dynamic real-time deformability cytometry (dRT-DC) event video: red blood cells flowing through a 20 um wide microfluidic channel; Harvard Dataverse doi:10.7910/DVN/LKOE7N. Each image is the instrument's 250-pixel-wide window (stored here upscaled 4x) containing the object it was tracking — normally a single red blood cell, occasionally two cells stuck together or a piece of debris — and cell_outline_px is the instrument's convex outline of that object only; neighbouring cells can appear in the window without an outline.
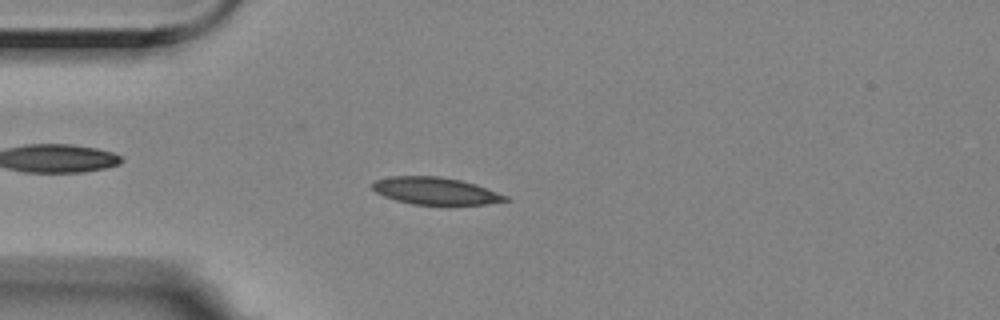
{"species": "Egyptian fruit bat (a non-hibernating species)", "species_latin": "Rousettus aegyptiacus", "temperature_condition": "room temperature", "stored_images_in_passage": 44, "camera_frame_rate_fps": 3000, "um_per_image_px": 0.085, "animal": {"sex": "female"}, "frame": {"image": 1, "passage_image": 2, "time_ms": 0.333, "image_size_px": [1000, 320], "cell_outline_px": [[512, 200], [488, 204], [412, 204], [396, 200], [384, 196], [376, 192], [372, 188], [372, 184], [376, 180], [388, 176], [440, 176], [460, 180], [476, 184], [508, 196]], "centroid_in_image_um": [37.03, 16.22], "position_along_channel_um": 48.0, "area_um2": 21.04}}
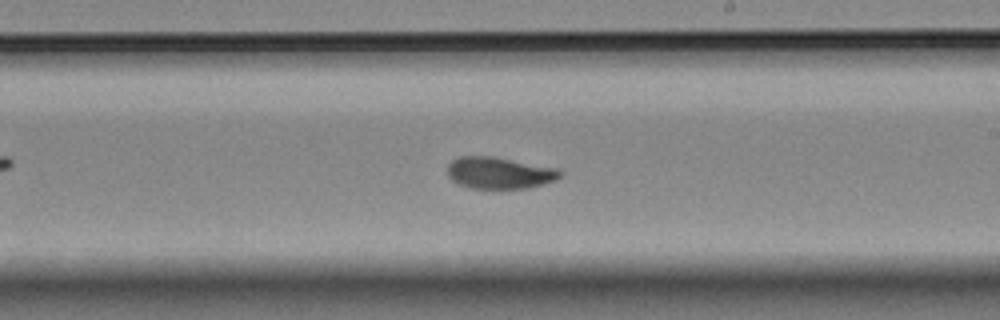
{"frame": {"image": 2, "passage_image": 20, "time_ms": 6.333, "image_size_px": [1000, 320], "cell_outline_px": [[564, 172], [556, 180], [544, 184], [528, 188], [468, 188], [452, 180], [448, 176], [448, 164], [452, 160], [460, 156], [492, 156], [556, 168]], "centroid_in_image_um": [42.45, 14.69], "position_along_channel_um": 246.6, "area_um2": 20.75}}
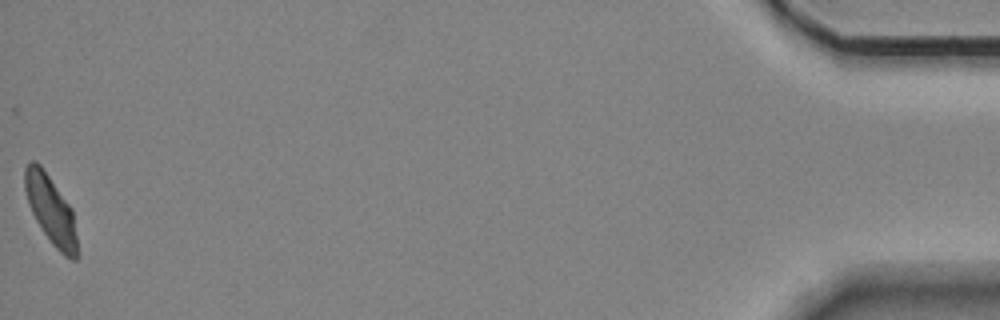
{"frame": {"image": 3, "passage_image": 44, "time_ms": 14.333, "image_size_px": [1000, 320], "cell_outline_px": [[76, 260], [72, 260], [64, 256], [52, 244], [36, 220], [28, 204], [24, 188], [24, 168], [32, 160], [36, 160], [40, 164], [72, 208], [76, 236]], "centroid_in_image_um": [4.29, 17.8], "position_along_channel_um": 430.9, "area_um2": 20.63}, "authors_computed_cell_mechanics": {"area_um2": 20.9236, "velocity_mm_per_s": 3.5078, "shape_relaxation_time_tau1_ms": 6.5226, "shape_relaxation_time_tau2_ms": 1.2057, "deformation_change_tau1": 0.1726, "deformation_change_tau2": 0.0509}}